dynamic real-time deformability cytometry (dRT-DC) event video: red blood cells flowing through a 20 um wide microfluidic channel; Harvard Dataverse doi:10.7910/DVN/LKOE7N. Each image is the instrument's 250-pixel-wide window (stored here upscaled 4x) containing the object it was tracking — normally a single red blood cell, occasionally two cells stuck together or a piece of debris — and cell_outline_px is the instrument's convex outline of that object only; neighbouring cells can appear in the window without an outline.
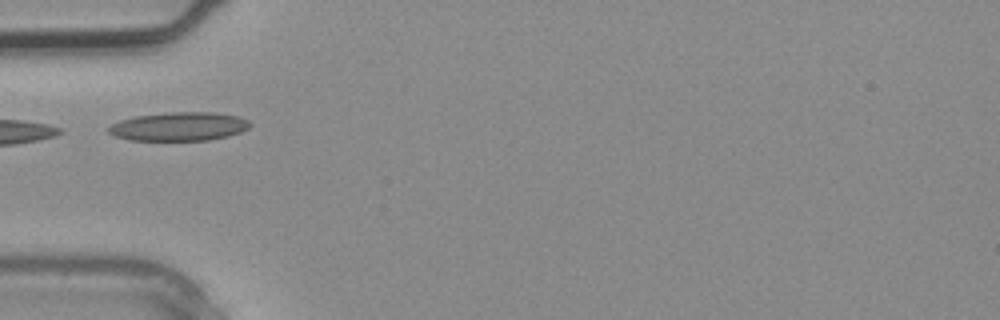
{"species": "common noctule bat (a hibernating species)", "species_latin": "Nyctalus noctula", "temperature_condition": "warm", "stored_images_in_passage": 1, "camera_frame_rate_fps": 3000, "um_per_image_px": 0.085, "animal": {"sex": "male", "body_mass_g": 20.4}, "frame": {"image": 1, "passage_image": 1, "time_ms": 0.0, "image_size_px": [1000, 320], "cell_outline_px": [[252, 124], [248, 128], [240, 132], [228, 136], [208, 140], [128, 140], [116, 136], [108, 132], [108, 128], [112, 124], [120, 120], [136, 116], [172, 112], [216, 112], [236, 116], [248, 120]], "centroid_in_image_um": [15.23, 10.75], "position_along_channel_um": 69.8, "area_um2": 23.52}}